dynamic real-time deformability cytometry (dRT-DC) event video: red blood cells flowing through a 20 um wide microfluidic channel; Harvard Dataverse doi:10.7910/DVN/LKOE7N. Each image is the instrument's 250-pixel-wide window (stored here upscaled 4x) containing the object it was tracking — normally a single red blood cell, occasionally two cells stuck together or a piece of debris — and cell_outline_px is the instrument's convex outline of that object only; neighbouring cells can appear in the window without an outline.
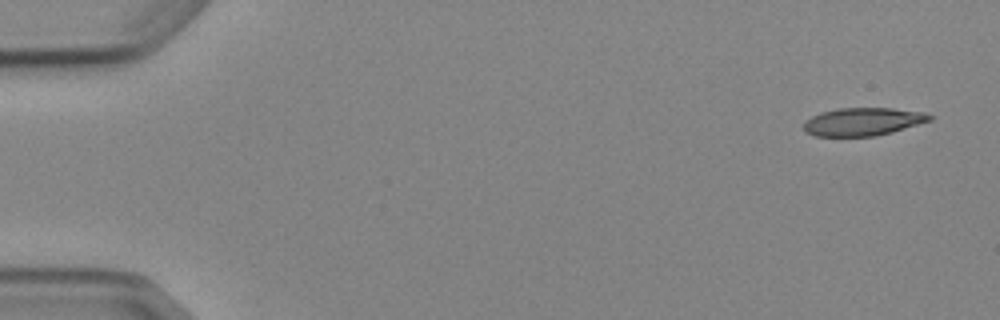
{"species": "Egyptian fruit bat (a non-hibernating species)", "species_latin": "Rousettus aegyptiacus", "temperature_condition": "cold", "stored_images_in_passage": 6, "camera_frame_rate_fps": 3000, "um_per_image_px": 0.085, "animal": {"sex": "female"}, "frame": {"image": 1, "passage_image": 1, "time_ms": 0.0, "image_size_px": [1000, 320], "cell_outline_px": [[932, 120], [892, 132], [876, 136], [816, 136], [804, 132], [804, 124], [812, 116], [820, 112], [840, 108], [892, 108], [924, 112], [932, 116]], "centroid_in_image_um": [73.35, 10.34], "position_along_channel_um": 11.6, "area_um2": 20.46}}
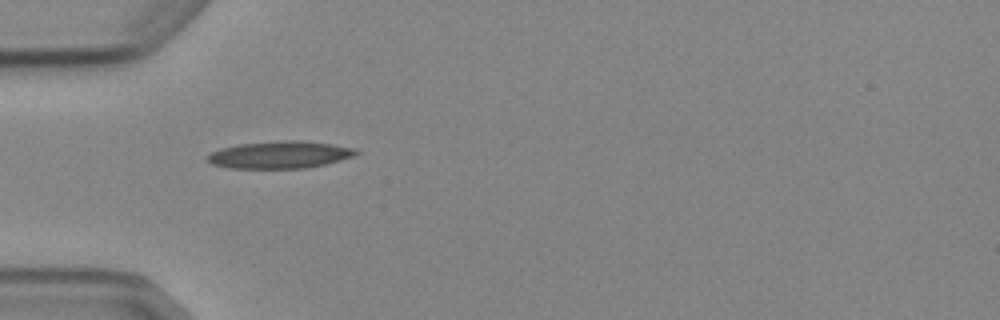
{"frame": {"image": 2, "passage_image": 5, "time_ms": 4.667, "image_size_px": [1000, 320], "cell_outline_px": [[360, 152], [352, 156], [324, 164], [304, 168], [228, 168], [212, 164], [208, 160], [208, 156], [212, 152], [220, 148], [240, 144], [288, 140], [304, 140], [332, 144], [356, 148]], "centroid_in_image_um": [23.79, 13.15], "position_along_channel_um": 61.2, "area_um2": 23.35}}
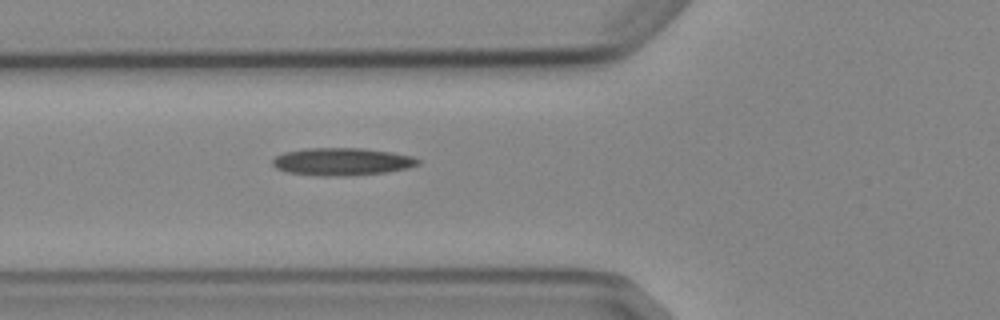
{"frame": {"image": 3, "passage_image": 6, "time_ms": 5.667, "image_size_px": [1000, 320], "cell_outline_px": [[420, 164], [408, 168], [388, 172], [344, 176], [320, 176], [288, 172], [276, 168], [272, 164], [272, 160], [276, 156], [284, 152], [304, 148], [364, 148], [392, 152], [412, 156], [420, 160]], "centroid_in_image_um": [29.08, 13.74], "position_along_channel_um": 96.7, "area_um2": 23.52}}